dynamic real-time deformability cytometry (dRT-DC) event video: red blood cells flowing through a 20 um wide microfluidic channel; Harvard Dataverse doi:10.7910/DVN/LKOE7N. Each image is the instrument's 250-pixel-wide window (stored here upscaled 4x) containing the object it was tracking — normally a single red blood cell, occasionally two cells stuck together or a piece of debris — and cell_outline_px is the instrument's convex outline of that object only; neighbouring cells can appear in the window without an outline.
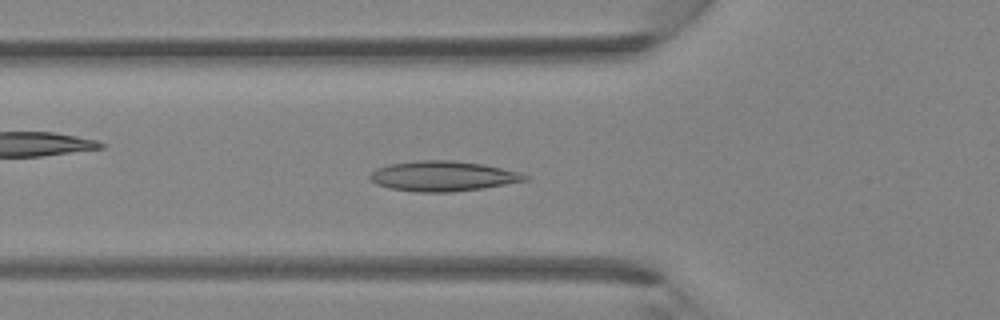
{"species": "Egyptian fruit bat (a non-hibernating species)", "species_latin": "Rousettus aegyptiacus", "temperature_condition": "room temperature", "stored_images_in_passage": 33, "camera_frame_rate_fps": 3000, "um_per_image_px": 0.085, "animal": {"sex": "female"}, "frame": {"image": 1, "passage_image": 7, "time_ms": 2.0, "image_size_px": [1000, 320], "cell_outline_px": [[528, 180], [484, 188], [452, 192], [416, 192], [388, 188], [376, 184], [368, 176], [376, 168], [388, 164], [420, 160], [452, 160], [484, 164], [520, 172], [528, 176]], "centroid_in_image_um": [37.64, 14.97], "position_along_channel_um": 88.2, "area_um2": 27.34}}
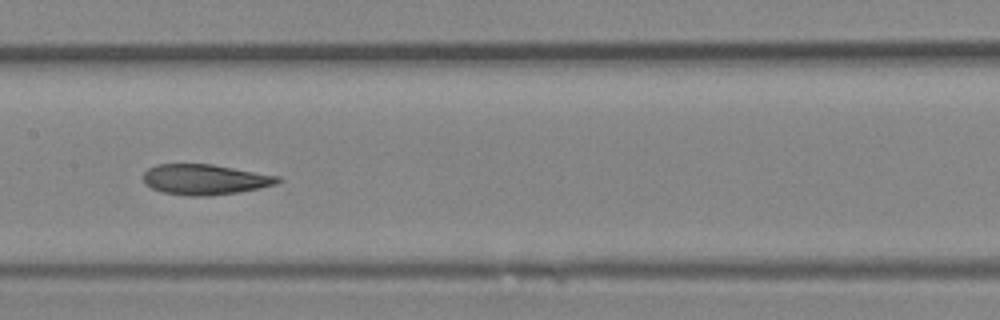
{"frame": {"image": 2, "passage_image": 13, "time_ms": 4.0, "image_size_px": [1000, 320], "cell_outline_px": [[280, 180], [276, 184], [260, 188], [240, 192], [208, 196], [184, 196], [164, 192], [152, 188], [144, 184], [144, 172], [148, 168], [156, 164], [212, 164], [280, 176]], "centroid_in_image_um": [17.41, 15.26], "position_along_channel_um": 190.0, "area_um2": 23.93}}
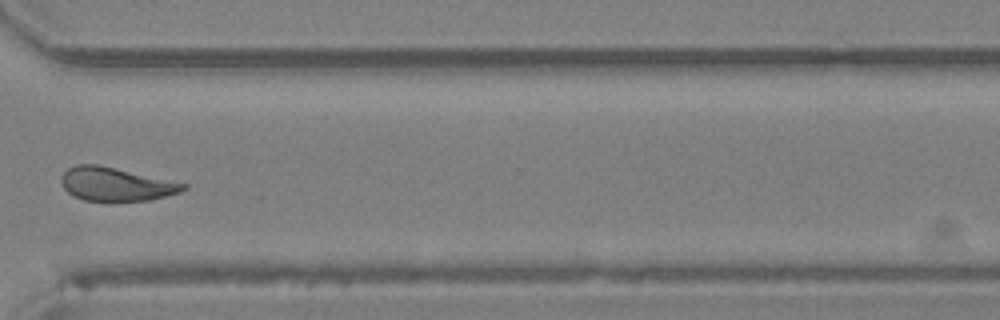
{"frame": {"image": 3, "passage_image": 23, "time_ms": 7.333, "image_size_px": [1000, 320], "cell_outline_px": [[188, 188], [180, 192], [148, 200], [84, 200], [72, 196], [60, 184], [60, 176], [68, 168], [76, 164], [96, 164], [188, 184]], "centroid_in_image_um": [9.8, 15.64], "position_along_channel_um": 360.8, "area_um2": 23.52}}